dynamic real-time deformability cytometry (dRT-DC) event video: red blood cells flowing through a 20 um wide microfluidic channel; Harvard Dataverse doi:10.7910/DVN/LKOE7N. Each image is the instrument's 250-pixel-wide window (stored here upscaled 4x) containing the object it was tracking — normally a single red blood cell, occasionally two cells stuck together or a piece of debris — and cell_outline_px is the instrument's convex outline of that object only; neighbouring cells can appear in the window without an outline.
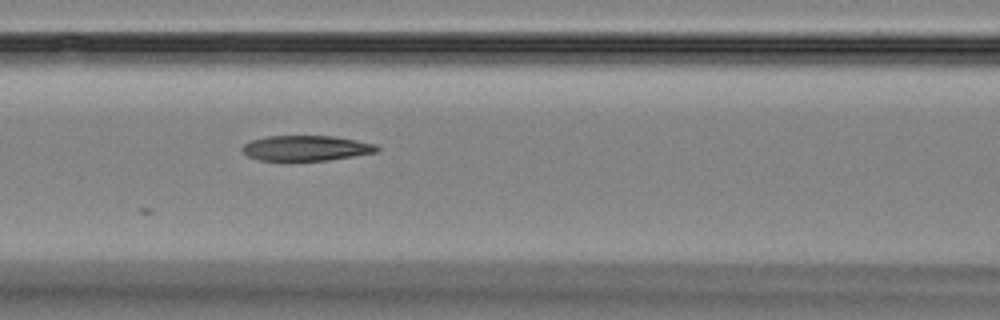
{"species": "Egyptian fruit bat (a non-hibernating species)", "species_latin": "Rousettus aegyptiacus", "temperature_condition": "room temperature", "stored_images_in_passage": 7, "camera_frame_rate_fps": 3000, "um_per_image_px": 0.085, "animal": {"sex": "female"}, "frame": {"image": 1, "passage_image": 7, "time_ms": 7.667, "image_size_px": [1000, 320], "cell_outline_px": [[380, 148], [376, 152], [328, 160], [260, 160], [248, 156], [240, 148], [244, 144], [252, 140], [264, 136], [332, 136], [376, 144]], "centroid_in_image_um": [25.99, 12.58], "position_along_channel_um": 140.6, "area_um2": 19.59}}